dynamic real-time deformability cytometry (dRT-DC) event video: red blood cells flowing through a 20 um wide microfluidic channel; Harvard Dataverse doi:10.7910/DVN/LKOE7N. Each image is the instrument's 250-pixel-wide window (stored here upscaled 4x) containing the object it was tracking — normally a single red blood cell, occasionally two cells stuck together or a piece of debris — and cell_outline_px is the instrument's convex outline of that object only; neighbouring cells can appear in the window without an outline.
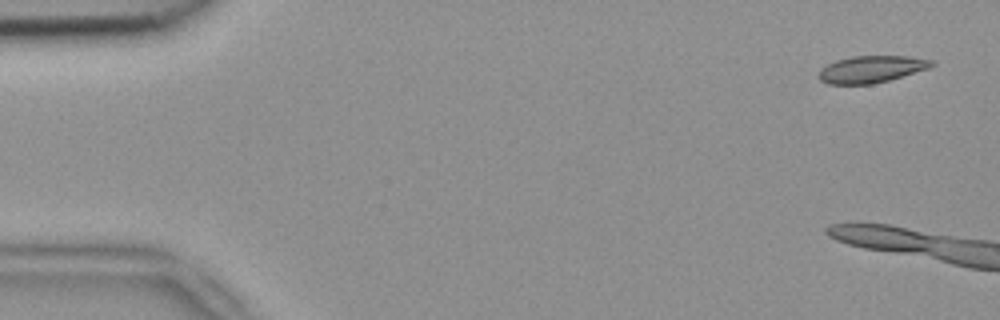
{"species": "common noctule bat (a hibernating species)", "species_latin": "Nyctalus noctula", "temperature_condition": "room temperature", "stored_images_in_passage": 7, "camera_frame_rate_fps": 3000, "um_per_image_px": 0.085, "animal": {"sex": "female", "body_mass_g": 18.4}, "frame": {"image": 1, "passage_image": 1, "time_ms": 0.0, "image_size_px": [1000, 320], "cell_outline_px": [[936, 64], [928, 68], [888, 80], [872, 84], [828, 84], [820, 80], [816, 76], [820, 68], [836, 60], [852, 56], [908, 56], [936, 60]], "centroid_in_image_um": [74.04, 5.87], "position_along_channel_um": 11.0, "area_um2": 17.8}}